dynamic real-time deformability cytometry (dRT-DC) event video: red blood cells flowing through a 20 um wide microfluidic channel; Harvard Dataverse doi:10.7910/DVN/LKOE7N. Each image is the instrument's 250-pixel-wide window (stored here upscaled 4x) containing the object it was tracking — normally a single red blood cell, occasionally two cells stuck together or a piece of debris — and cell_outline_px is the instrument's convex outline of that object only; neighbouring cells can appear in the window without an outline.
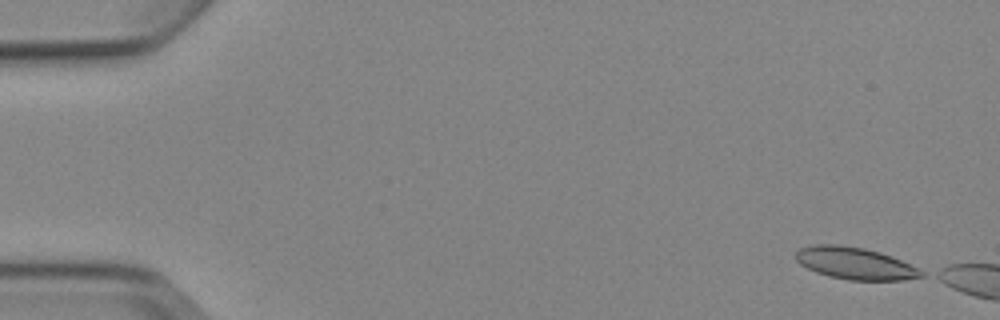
{"species": "Egyptian fruit bat (a non-hibernating species)", "species_latin": "Rousettus aegyptiacus", "temperature_condition": "cold", "stored_images_in_passage": 3, "camera_frame_rate_fps": 3000, "um_per_image_px": 0.085, "animal": {"sex": "female"}, "frame": {"image": 1, "passage_image": 1, "time_ms": 0.0, "image_size_px": [1000, 320], "cell_outline_px": [[924, 276], [904, 280], [848, 280], [828, 276], [816, 272], [800, 264], [796, 260], [796, 252], [800, 248], [812, 244], [840, 244], [864, 248], [880, 252], [900, 260], [924, 272]], "centroid_in_image_um": [72.64, 22.38], "position_along_channel_um": 12.4, "area_um2": 23.35}}